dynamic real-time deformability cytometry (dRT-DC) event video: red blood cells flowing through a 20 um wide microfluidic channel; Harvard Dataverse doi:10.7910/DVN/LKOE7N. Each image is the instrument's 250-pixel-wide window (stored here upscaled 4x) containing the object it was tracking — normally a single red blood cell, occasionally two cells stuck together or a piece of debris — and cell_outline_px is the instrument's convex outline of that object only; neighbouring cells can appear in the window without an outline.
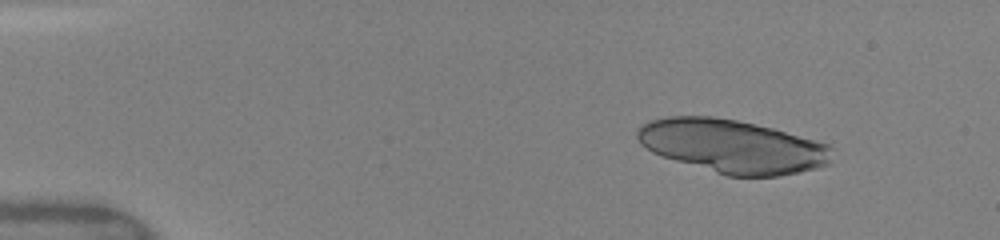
{"species": "human", "species_latin": "Homo sapiens", "temperature_condition": "warm", "stored_images_in_passage": 9, "camera_frame_rate_fps": 3000, "um_per_image_px": 0.085, "donor": {"sex": "female"}, "frame": {"image": 1, "passage_image": 1, "time_ms": 0.0, "image_size_px": [1000, 240], "cell_outline_px": [[836, 148], [828, 164], [820, 168], [780, 176], [728, 176], [660, 156], [652, 152], [640, 144], [636, 136], [636, 128], [640, 124], [648, 120], [668, 116], [712, 116], [736, 120], [756, 124], [772, 128], [828, 144]], "centroid_in_image_um": [62.24, 12.43], "position_along_channel_um": 22.8, "area_um2": 61.04}}